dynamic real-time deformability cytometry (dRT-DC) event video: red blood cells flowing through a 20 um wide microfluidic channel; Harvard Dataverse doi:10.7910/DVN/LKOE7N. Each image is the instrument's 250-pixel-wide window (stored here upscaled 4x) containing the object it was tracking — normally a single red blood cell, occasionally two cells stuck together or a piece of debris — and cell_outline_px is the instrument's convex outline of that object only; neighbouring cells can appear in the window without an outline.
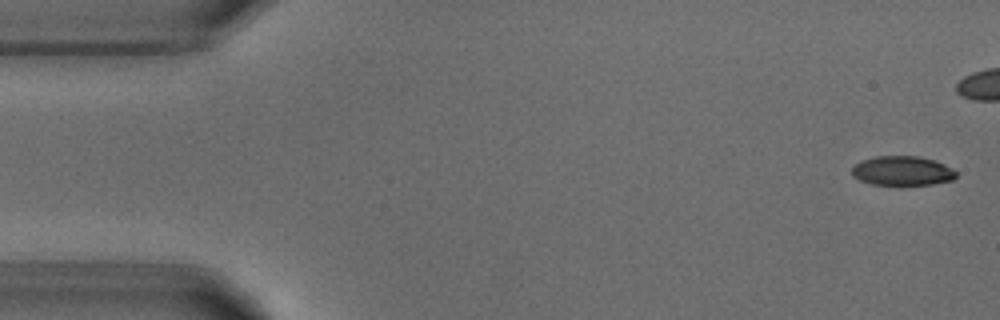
{"species": "common noctule bat (a hibernating species)", "species_latin": "Nyctalus noctula", "temperature_condition": "warm", "stored_images_in_passage": 4, "segment_of_instrument_passage": [2, 2], "camera_frame_rate_fps": 3000, "um_per_image_px": 0.085, "animal": {"sex": "male", "body_mass_g": 18.8}, "frame": {"image": 1, "passage_image": 4, "time_ms": 3.667, "image_size_px": [1000, 320], "cell_outline_px": [[956, 176], [952, 180], [932, 184], [872, 184], [860, 180], [852, 176], [852, 168], [860, 160], [876, 156], [920, 156], [944, 164], [952, 168], [956, 172]], "centroid_in_image_um": [76.68, 14.51], "position_along_channel_um": 8.3, "area_um2": 17.69}}